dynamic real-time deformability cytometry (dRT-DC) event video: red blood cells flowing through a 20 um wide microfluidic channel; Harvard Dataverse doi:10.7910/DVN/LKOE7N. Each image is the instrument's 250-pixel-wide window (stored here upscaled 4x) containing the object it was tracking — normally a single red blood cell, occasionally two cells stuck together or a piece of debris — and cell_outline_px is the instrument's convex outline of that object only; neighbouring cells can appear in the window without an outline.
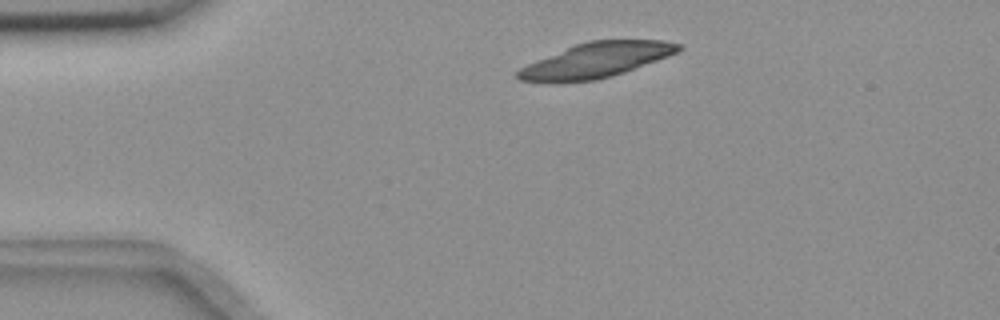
{"species": "common noctule bat (a hibernating species)", "species_latin": "Nyctalus noctula", "temperature_condition": "room temperature", "stored_images_in_passage": 12, "camera_frame_rate_fps": 3000, "um_per_image_px": 0.085, "animal": {"sex": "female", "body_mass_g": 18.4}, "frame": {"image": 1, "passage_image": 4, "time_ms": 1.0, "image_size_px": [1000, 320], "cell_outline_px": [[684, 48], [668, 56], [624, 72], [612, 76], [596, 80], [552, 84], [520, 80], [516, 76], [516, 72], [520, 68], [536, 60], [576, 44], [588, 40], [664, 40], [680, 44]], "centroid_in_image_um": [50.63, 5.14], "position_along_channel_um": 34.4, "area_um2": 32.83}}